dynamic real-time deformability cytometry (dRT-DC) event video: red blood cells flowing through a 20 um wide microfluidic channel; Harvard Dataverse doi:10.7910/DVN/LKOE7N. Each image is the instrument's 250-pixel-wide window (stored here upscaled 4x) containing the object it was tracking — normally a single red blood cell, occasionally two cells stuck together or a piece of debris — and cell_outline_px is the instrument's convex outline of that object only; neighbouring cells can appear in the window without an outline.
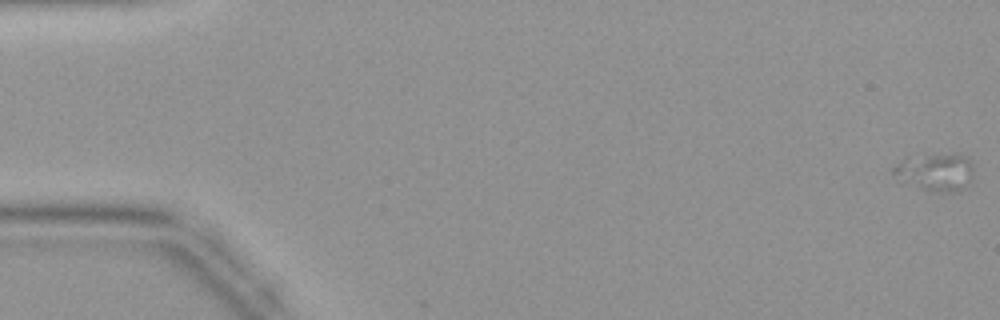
{"species": "common noctule bat (a hibernating species)", "species_latin": "Nyctalus noctula", "temperature_condition": "warm", "stored_images_in_passage": 45, "camera_frame_rate_fps": 3000, "um_per_image_px": 0.085, "animal": {"sex": "female", "body_mass_g": 19.9}, "frame": {"image": 1, "passage_image": 1, "time_ms": 0.0, "image_size_px": [1000, 320], "cell_outline_px": [[972, 180], [968, 184], [952, 192], [932, 192], [900, 184], [892, 172], [892, 168], [904, 156], [956, 152], [960, 152], [968, 156], [972, 160]], "centroid_in_image_um": [79.46, 14.59], "position_along_channel_um": 5.5, "area_um2": 18.73}}
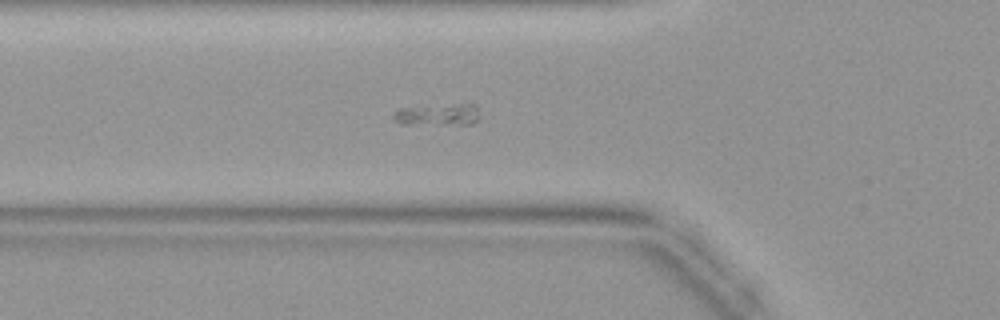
{"frame": {"image": 2, "passage_image": 16, "time_ms": 5.0, "image_size_px": [1000, 320], "cell_outline_px": [[476, 120], [472, 124], [400, 124], [392, 120], [392, 112], [400, 108], [460, 104], [476, 104]], "centroid_in_image_um": [37.11, 9.76], "position_along_channel_um": 88.7, "area_um2": 10.75}}
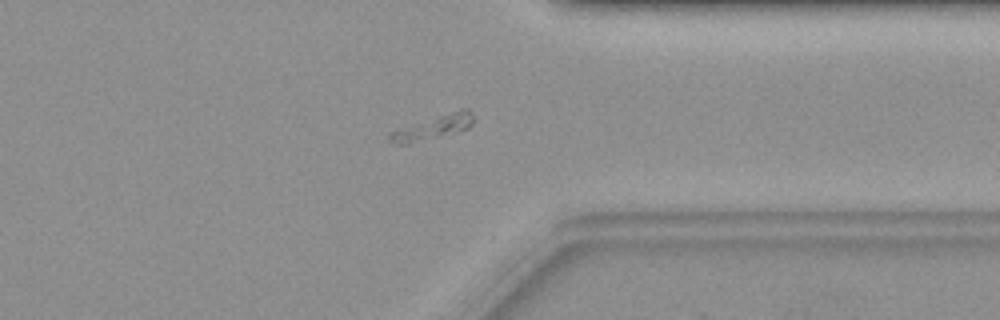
{"frame": {"image": 3, "passage_image": 35, "time_ms": 11.333, "image_size_px": [1000, 320], "cell_outline_px": [[472, 124], [468, 128], [408, 144], [400, 144], [388, 140], [388, 136], [392, 132], [400, 128], [460, 108], [468, 108], [472, 112]], "centroid_in_image_um": [36.84, 10.79], "position_along_channel_um": 374.6, "area_um2": 11.27}}